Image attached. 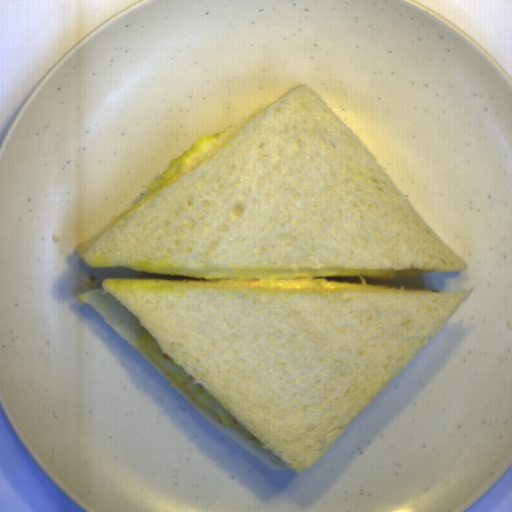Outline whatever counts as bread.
Here are the masks:
<instances>
[{"instance_id": "bread-2", "label": "bread", "mask_w": 512, "mask_h": 512, "mask_svg": "<svg viewBox=\"0 0 512 512\" xmlns=\"http://www.w3.org/2000/svg\"><path fill=\"white\" fill-rule=\"evenodd\" d=\"M74 250L100 269H470L304 84Z\"/></svg>"}, {"instance_id": "bread-1", "label": "bread", "mask_w": 512, "mask_h": 512, "mask_svg": "<svg viewBox=\"0 0 512 512\" xmlns=\"http://www.w3.org/2000/svg\"><path fill=\"white\" fill-rule=\"evenodd\" d=\"M465 291L287 292L105 278L78 295L229 439L274 471H308L429 344ZM147 330L264 444L188 397L138 342Z\"/></svg>"}]
</instances>
